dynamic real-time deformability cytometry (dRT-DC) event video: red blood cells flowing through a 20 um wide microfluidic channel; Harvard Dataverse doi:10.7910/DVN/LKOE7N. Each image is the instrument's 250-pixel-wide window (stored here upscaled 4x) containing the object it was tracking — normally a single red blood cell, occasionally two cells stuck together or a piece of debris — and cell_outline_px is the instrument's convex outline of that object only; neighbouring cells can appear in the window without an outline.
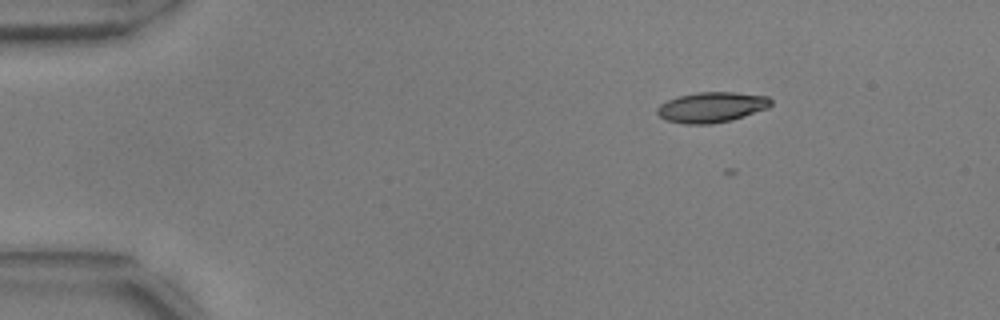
{"species": "common noctule bat (a hibernating species)", "species_latin": "Nyctalus noctula", "temperature_condition": "warm", "stored_images_in_passage": 9, "camera_frame_rate_fps": 3000, "um_per_image_px": 0.085, "animal": {"sex": "male", "body_mass_g": 17.9, "forearm_length_mm": 54.2}, "frame": {"image": 1, "passage_image": 2, "time_ms": 0.333, "image_size_px": [1000, 320], "cell_outline_px": [[772, 104], [768, 108], [732, 120], [712, 124], [684, 124], [668, 120], [660, 116], [656, 112], [656, 108], [660, 104], [676, 96], [696, 92], [736, 92], [768, 96], [772, 100]], "centroid_in_image_um": [60.49, 9.1], "position_along_channel_um": 24.5, "area_um2": 20.29}}